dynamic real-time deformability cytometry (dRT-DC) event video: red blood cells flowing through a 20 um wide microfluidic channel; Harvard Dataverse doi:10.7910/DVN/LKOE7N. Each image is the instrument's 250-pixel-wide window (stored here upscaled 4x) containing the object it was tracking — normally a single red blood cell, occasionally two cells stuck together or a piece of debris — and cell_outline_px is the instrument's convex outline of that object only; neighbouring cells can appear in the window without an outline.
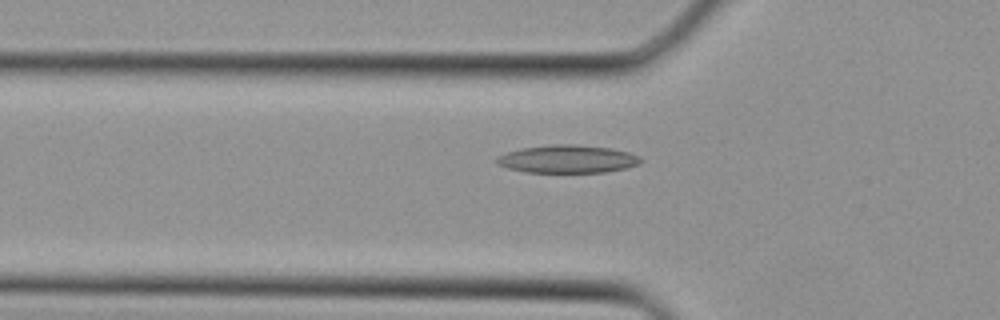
{"species": "Egyptian fruit bat (a non-hibernating species)", "species_latin": "Rousettus aegyptiacus", "temperature_condition": "cold", "stored_images_in_passage": 33, "camera_frame_rate_fps": 3000, "um_per_image_px": 0.085, "animal": {"sex": "female"}, "frame": {"image": 1, "passage_image": 12, "time_ms": 3.667, "image_size_px": [1000, 320], "cell_outline_px": [[644, 160], [640, 164], [628, 168], [604, 172], [524, 172], [508, 168], [496, 164], [492, 160], [496, 156], [520, 148], [552, 144], [572, 144], [612, 148], [628, 152], [640, 156]], "centroid_in_image_um": [48.23, 13.51], "position_along_channel_um": 77.6, "area_um2": 23.76}}
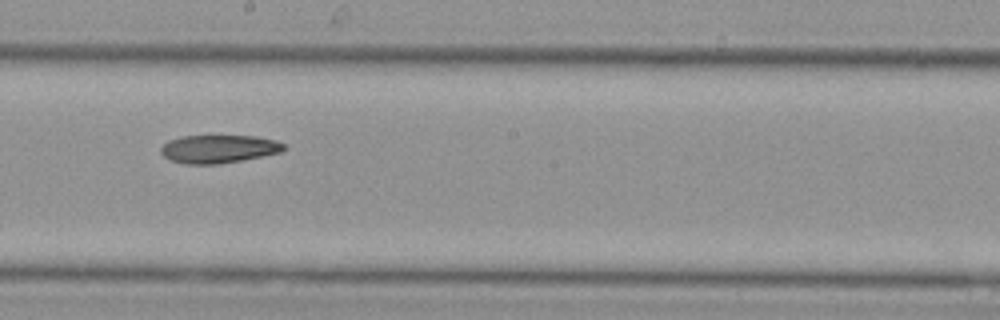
{"frame": {"image": 2, "passage_image": 20, "time_ms": 6.333, "image_size_px": [1000, 320], "cell_outline_px": [[288, 148], [280, 152], [220, 164], [184, 164], [168, 160], [160, 152], [160, 148], [168, 140], [180, 136], [256, 136], [276, 140], [284, 144]], "centroid_in_image_um": [18.55, 12.66], "position_along_channel_um": 229.6, "area_um2": 20.23}}
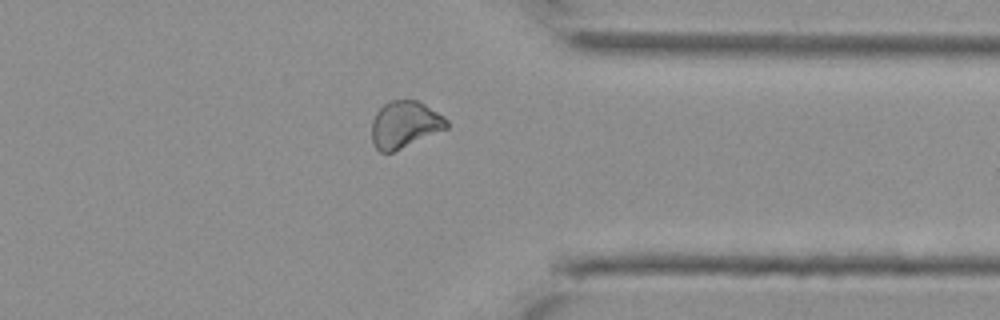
{"frame": {"image": 3, "passage_image": 28, "time_ms": 9.0, "image_size_px": [1000, 320], "cell_outline_px": [[448, 128], [392, 152], [380, 152], [372, 144], [372, 120], [376, 112], [388, 100], [416, 100], [424, 104], [444, 116], [448, 120]], "centroid_in_image_um": [34.39, 10.58], "position_along_channel_um": 377.0, "area_um2": 20.4}}